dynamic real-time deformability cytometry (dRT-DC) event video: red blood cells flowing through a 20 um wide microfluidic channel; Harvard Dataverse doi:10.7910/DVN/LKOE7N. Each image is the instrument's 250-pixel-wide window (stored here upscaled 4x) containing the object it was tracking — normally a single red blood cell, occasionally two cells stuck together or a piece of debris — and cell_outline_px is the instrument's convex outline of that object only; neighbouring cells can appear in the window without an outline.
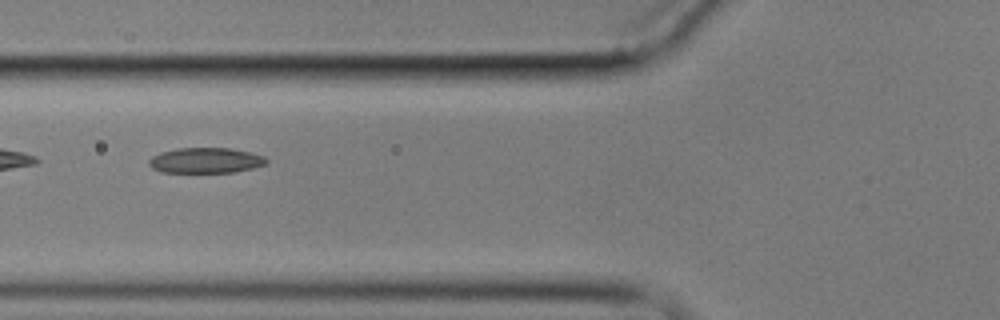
{"species": "common noctule bat (a hibernating species)", "species_latin": "Nyctalus noctula", "temperature_condition": "cold", "stored_images_in_passage": 9, "camera_frame_rate_fps": 3000, "um_per_image_px": 0.085, "animal": {"sex": "male", "body_mass_g": 17.9}, "frame": {"image": 1, "passage_image": 2, "time_ms": 1.0, "image_size_px": [1000, 320], "cell_outline_px": [[268, 160], [264, 164], [252, 168], [232, 172], [160, 172], [152, 168], [148, 164], [148, 160], [152, 156], [160, 152], [176, 148], [232, 148], [252, 152], [264, 156]], "centroid_in_image_um": [17.45, 13.62], "position_along_channel_um": 108.3, "area_um2": 17.46}}
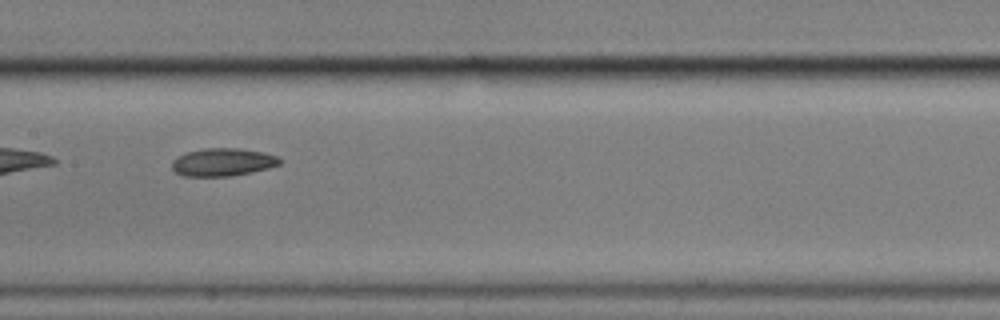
{"frame": {"image": 2, "passage_image": 4, "time_ms": 3.333, "image_size_px": [1000, 320], "cell_outline_px": [[284, 160], [280, 164], [268, 168], [252, 172], [232, 176], [184, 176], [176, 172], [172, 168], [172, 160], [176, 156], [184, 152], [208, 148], [236, 148], [264, 152], [276, 156]], "centroid_in_image_um": [18.93, 13.78], "position_along_channel_um": 188.5, "area_um2": 17.63}}
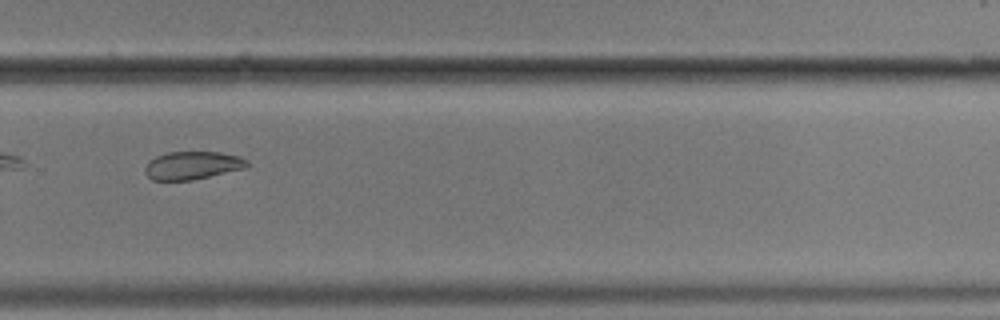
{"frame": {"image": 3, "passage_image": 7, "time_ms": 7.0, "image_size_px": [1000, 320], "cell_outline_px": [[248, 164], [244, 168], [192, 180], [152, 180], [144, 172], [144, 168], [148, 160], [156, 156], [168, 152], [220, 152], [240, 156], [248, 160]], "centroid_in_image_um": [16.32, 14.05], "position_along_channel_um": 313.5, "area_um2": 16.65}}